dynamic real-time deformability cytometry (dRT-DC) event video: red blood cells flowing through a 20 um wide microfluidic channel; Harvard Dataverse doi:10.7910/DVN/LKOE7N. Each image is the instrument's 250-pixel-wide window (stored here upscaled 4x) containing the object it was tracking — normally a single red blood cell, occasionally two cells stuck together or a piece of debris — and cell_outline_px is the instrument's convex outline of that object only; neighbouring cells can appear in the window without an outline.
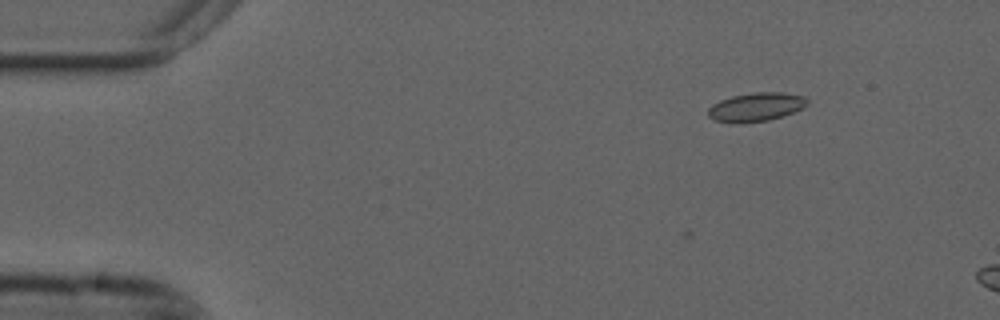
{"species": "common noctule bat (a hibernating species)", "species_latin": "Nyctalus noctula", "temperature_condition": "cold", "stored_images_in_passage": 6, "camera_frame_rate_fps": 3000, "um_per_image_px": 0.085, "animal": {"sex": "male", "forearm_length_mm": 52.5}, "frame": {"image": 1, "passage_image": 1, "time_ms": 0.0, "image_size_px": [1000, 320], "cell_outline_px": [[808, 104], [804, 108], [784, 116], [768, 120], [716, 120], [708, 116], [708, 108], [712, 104], [720, 100], [732, 96], [756, 92], [780, 92], [804, 96], [808, 100]], "centroid_in_image_um": [64.34, 9.04], "position_along_channel_um": 20.7, "area_um2": 15.95}}